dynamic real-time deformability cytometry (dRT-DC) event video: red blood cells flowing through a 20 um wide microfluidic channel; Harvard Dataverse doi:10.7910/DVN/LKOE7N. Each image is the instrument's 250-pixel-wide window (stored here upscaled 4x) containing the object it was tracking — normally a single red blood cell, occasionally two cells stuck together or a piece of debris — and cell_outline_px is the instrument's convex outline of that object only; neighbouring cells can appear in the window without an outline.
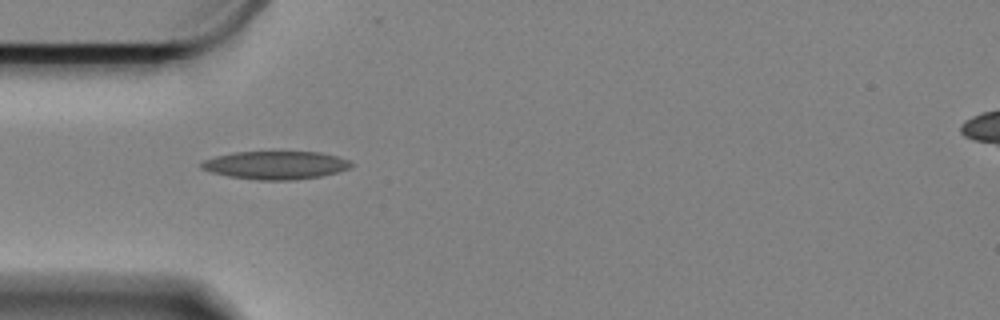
{"species": "Egyptian fruit bat (a non-hibernating species)", "species_latin": "Rousettus aegyptiacus", "temperature_condition": "cold", "stored_images_in_passage": 40, "camera_frame_rate_fps": 3000, "um_per_image_px": 0.085, "animal": {"sex": "female"}, "frame": {"image": 1, "passage_image": 1, "time_ms": 0.0, "image_size_px": [1000, 320], "cell_outline_px": [[352, 164], [348, 168], [336, 172], [320, 176], [292, 180], [260, 180], [228, 176], [212, 172], [200, 168], [200, 164], [204, 160], [216, 156], [232, 152], [272, 148], [320, 152], [336, 156], [348, 160]], "centroid_in_image_um": [23.39, 13.97], "position_along_channel_um": 61.6, "area_um2": 25.55}}
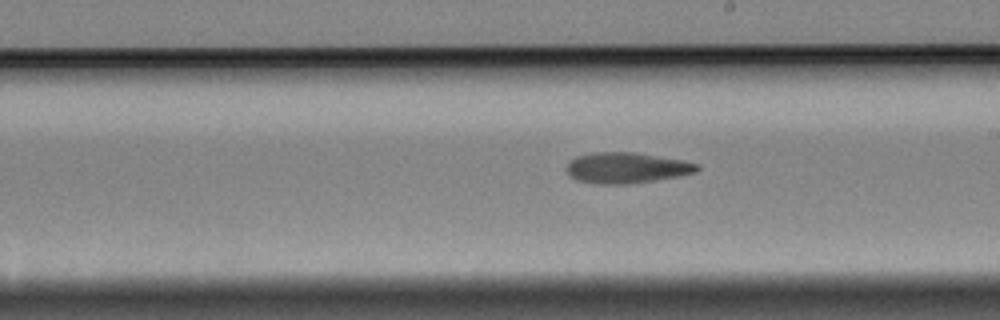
{"frame": {"image": 2, "passage_image": 17, "time_ms": 5.333, "image_size_px": [1000, 320], "cell_outline_px": [[700, 168], [696, 172], [656, 180], [628, 184], [596, 184], [576, 180], [568, 172], [568, 164], [576, 156], [592, 152], [636, 152], [680, 160], [700, 164]], "centroid_in_image_um": [53.26, 14.26], "position_along_channel_um": 235.7, "area_um2": 23.24}}
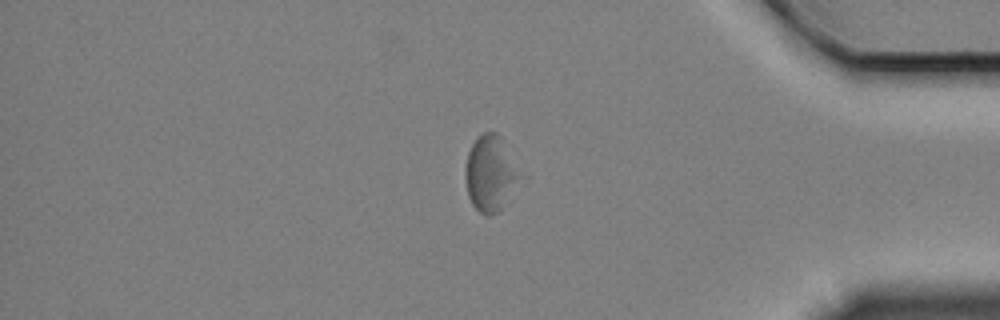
{"frame": {"image": 3, "passage_image": 34, "time_ms": 11.0, "image_size_px": [1000, 320], "cell_outline_px": [[520, 176], [500, 208], [496, 212], [488, 216], [480, 212], [472, 204], [468, 196], [464, 176], [464, 168], [468, 152], [476, 136], [484, 132], [496, 132], [500, 136]], "centroid_in_image_um": [41.58, 14.71], "position_along_channel_um": 393.6, "area_um2": 23.18}, "authors_computed_cell_mechanics": {"area_um2": 23.2934, "velocity_mm_per_s": 3.2762, "shape_relaxation_time_tau1_ms": null, "shape_relaxation_time_tau2_ms": 8.9086, "deformation_change_tau1": null, "deformation_change_tau2": 0.1356}}